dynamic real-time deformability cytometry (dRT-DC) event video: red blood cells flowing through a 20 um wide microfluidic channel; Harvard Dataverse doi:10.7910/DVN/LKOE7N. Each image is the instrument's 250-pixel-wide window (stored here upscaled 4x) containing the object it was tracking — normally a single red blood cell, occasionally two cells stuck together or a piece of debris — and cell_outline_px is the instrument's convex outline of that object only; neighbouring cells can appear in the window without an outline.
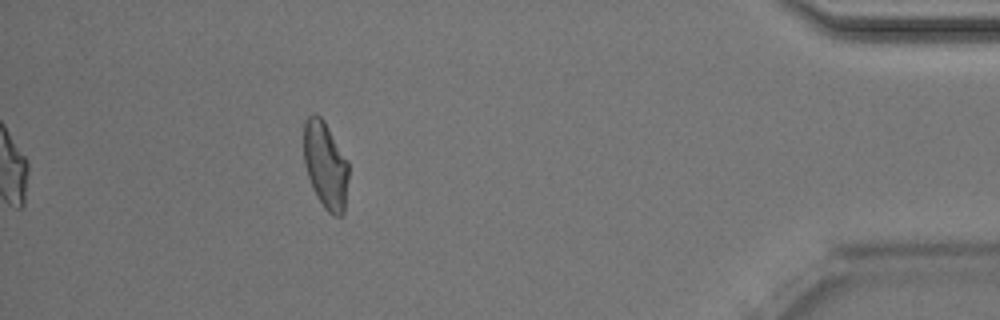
{"species": "Egyptian fruit bat (a non-hibernating species)", "species_latin": "Rousettus aegyptiacus", "temperature_condition": "room temperature", "stored_images_in_passage": 44, "camera_frame_rate_fps": 3000, "um_per_image_px": 0.085, "animal": {"sex": "male"}, "frame": {"image": 1, "passage_image": 44, "time_ms": 14.333, "image_size_px": [1000, 320], "cell_outline_px": [[348, 176], [344, 216], [336, 216], [328, 212], [324, 208], [316, 196], [312, 188], [304, 164], [304, 120], [312, 112], [316, 112], [324, 120], [348, 160]], "centroid_in_image_um": [27.66, 14.02], "position_along_channel_um": 407.5, "area_um2": 23.06}, "authors_computed_cell_mechanics": {"area_um2": 23.8714, "velocity_mm_per_s": 4.0142, "shape_relaxation_time_tau1_ms": 6.5682, "shape_relaxation_time_tau2_ms": 1.2308, "deformation_change_tau1": 0.1608, "deformation_change_tau2": 0.0842}}